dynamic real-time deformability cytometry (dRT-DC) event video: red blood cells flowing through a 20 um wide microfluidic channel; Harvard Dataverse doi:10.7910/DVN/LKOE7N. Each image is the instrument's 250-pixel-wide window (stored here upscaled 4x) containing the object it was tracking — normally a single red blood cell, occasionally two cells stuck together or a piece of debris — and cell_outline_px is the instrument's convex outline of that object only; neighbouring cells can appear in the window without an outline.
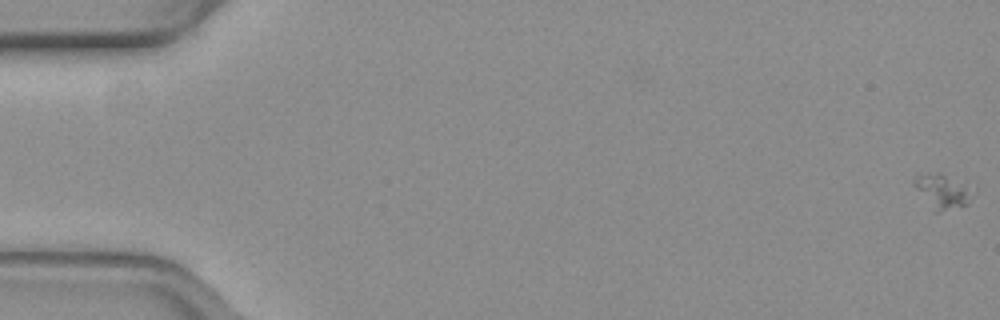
{"species": "common noctule bat (a hibernating species)", "species_latin": "Nyctalus noctula", "temperature_condition": "warm", "stored_images_in_passage": 56, "camera_frame_rate_fps": 3000, "um_per_image_px": 0.085, "animal": {"sex": "female", "body_mass_g": 19.3, "forearm_length_mm": 54.1}, "frame": {"image": 1, "passage_image": 1, "time_ms": 0.0, "image_size_px": [1000, 320], "cell_outline_px": [[968, 204], [940, 212], [932, 212], [912, 184], [912, 180], [920, 176], [944, 176], [964, 188]], "centroid_in_image_um": [79.91, 16.39], "position_along_channel_um": 5.1, "area_um2": 10.17}}
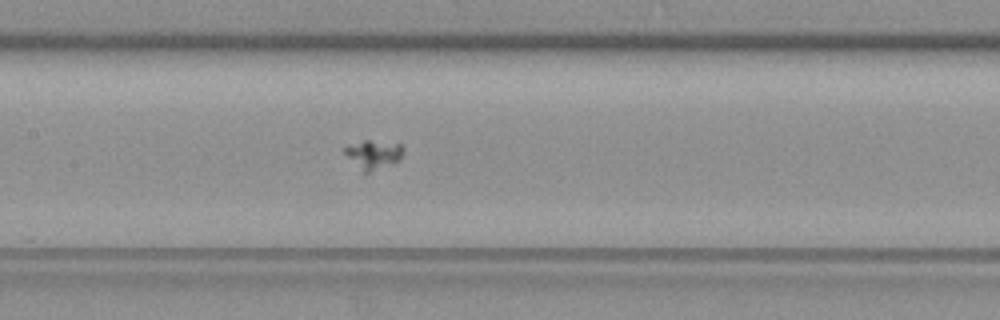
{"frame": {"image": 2, "passage_image": 27, "time_ms": 8.667, "image_size_px": [1000, 320], "cell_outline_px": [[404, 152], [400, 160], [364, 176], [344, 152], [344, 148], [348, 144], [364, 140], [368, 140], [400, 144], [404, 148]], "centroid_in_image_um": [31.73, 13.17], "position_along_channel_um": 175.7, "area_um2": 10.17}}
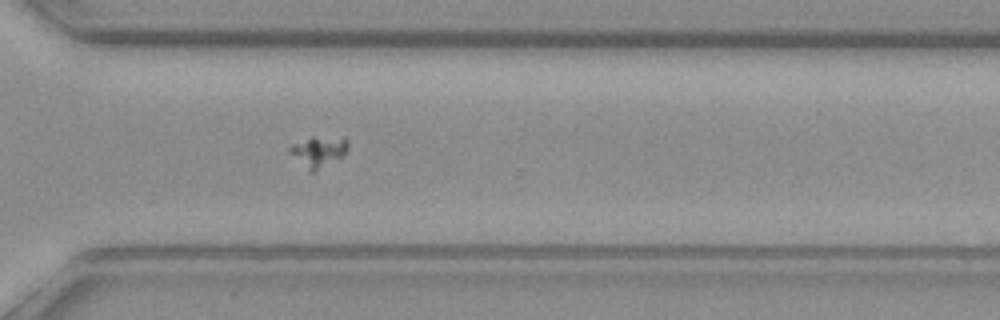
{"frame": {"image": 3, "passage_image": 40, "time_ms": 13.0, "image_size_px": [1000, 320], "cell_outline_px": [[348, 148], [344, 156], [312, 172], [288, 152], [288, 148], [292, 144], [312, 136], [344, 136], [348, 140]], "centroid_in_image_um": [27.12, 12.81], "position_along_channel_um": 343.5, "area_um2": 10.52}}